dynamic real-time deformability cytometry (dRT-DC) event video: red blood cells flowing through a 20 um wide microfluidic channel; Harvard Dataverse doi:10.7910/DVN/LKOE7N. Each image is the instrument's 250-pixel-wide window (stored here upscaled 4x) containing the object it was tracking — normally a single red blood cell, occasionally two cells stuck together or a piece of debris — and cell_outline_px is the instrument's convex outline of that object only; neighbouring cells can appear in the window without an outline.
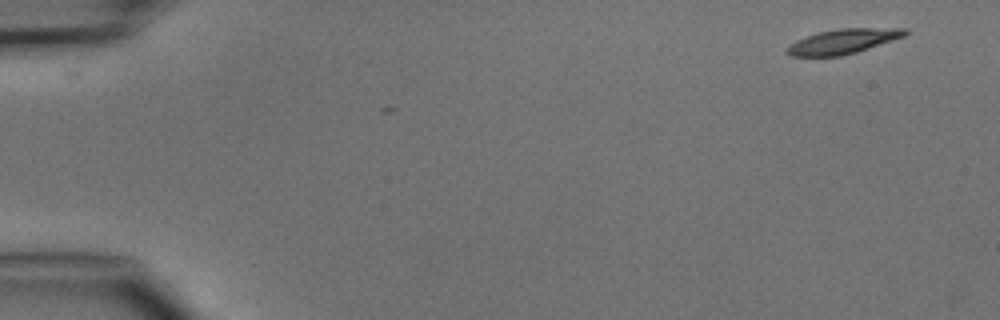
{"species": "common noctule bat (a hibernating species)", "species_latin": "Nyctalus noctula", "temperature_condition": "cold", "stored_images_in_passage": 5, "camera_frame_rate_fps": 3000, "um_per_image_px": 0.085, "animal": {"sex": "male", "body_mass_g": 15.6}, "frame": {"image": 1, "passage_image": 1, "time_ms": 0.0, "image_size_px": [1000, 320], "cell_outline_px": [[908, 32], [904, 36], [856, 52], [840, 56], [792, 56], [788, 52], [788, 44], [804, 36], [820, 32], [840, 28], [908, 28]], "centroid_in_image_um": [71.65, 3.5], "position_along_channel_um": 13.3, "area_um2": 16.82}}
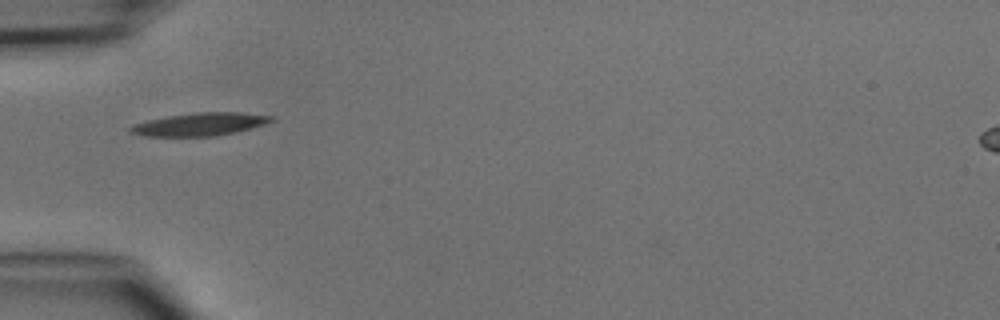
{"frame": {"image": 2, "passage_image": 4, "time_ms": 4.333, "image_size_px": [1000, 320], "cell_outline_px": [[276, 120], [264, 124], [236, 132], [216, 136], [144, 136], [128, 132], [128, 128], [132, 124], [148, 120], [168, 116], [196, 112], [240, 112], [272, 116]], "centroid_in_image_um": [16.96, 10.56], "position_along_channel_um": 68.0, "area_um2": 18.84}}